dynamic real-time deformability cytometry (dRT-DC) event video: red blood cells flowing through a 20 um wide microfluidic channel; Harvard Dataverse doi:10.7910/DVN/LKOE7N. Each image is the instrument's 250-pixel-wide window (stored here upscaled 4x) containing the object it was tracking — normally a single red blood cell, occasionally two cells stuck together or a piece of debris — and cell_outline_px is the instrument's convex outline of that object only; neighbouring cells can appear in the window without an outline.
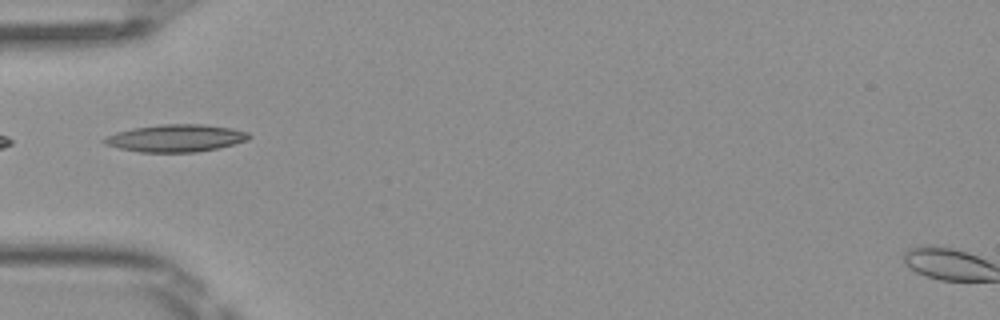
{"species": "Egyptian fruit bat (a non-hibernating species)", "species_latin": "Rousettus aegyptiacus", "temperature_condition": "room temperature", "stored_images_in_passage": 5, "camera_frame_rate_fps": 3000, "um_per_image_px": 0.085, "frame": {"image": 1, "passage_image": 5, "time_ms": 1.333, "image_size_px": [1000, 320], "cell_outline_px": [[252, 136], [248, 140], [216, 148], [196, 152], [140, 152], [120, 148], [104, 144], [100, 140], [104, 136], [116, 132], [132, 128], [164, 124], [204, 124], [232, 128], [248, 132]], "centroid_in_image_um": [14.91, 11.73], "position_along_channel_um": 70.1, "area_um2": 23.12}}